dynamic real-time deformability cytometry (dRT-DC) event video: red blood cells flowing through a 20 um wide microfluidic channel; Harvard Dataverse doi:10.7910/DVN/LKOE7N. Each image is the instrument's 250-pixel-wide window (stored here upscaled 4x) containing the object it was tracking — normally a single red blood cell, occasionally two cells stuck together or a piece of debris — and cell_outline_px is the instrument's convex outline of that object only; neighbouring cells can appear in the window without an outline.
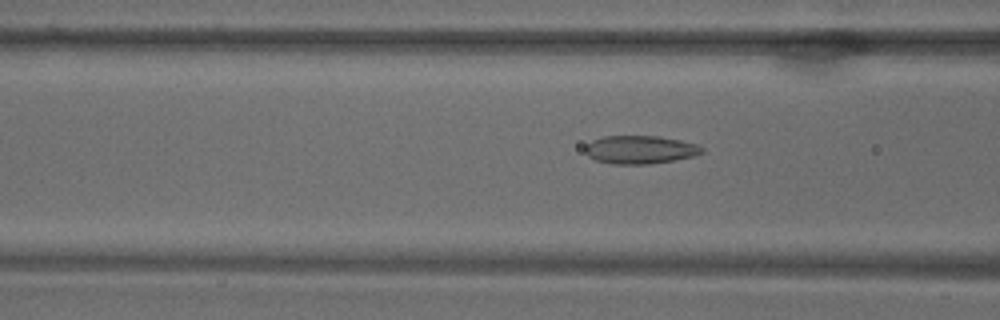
{"species": "common noctule bat (a hibernating species)", "species_latin": "Nyctalus noctula", "temperature_condition": "warm", "stored_images_in_passage": 69, "camera_frame_rate_fps": 3000, "um_per_image_px": 0.085, "animal": {"sex": "male", "body_mass_g": 18.8}, "frame": {"image": 1, "passage_image": 28, "time_ms": 9.0, "image_size_px": [1000, 320], "cell_outline_px": [[704, 152], [692, 156], [672, 160], [648, 164], [612, 164], [596, 160], [588, 156], [584, 152], [584, 148], [592, 140], [604, 136], [660, 136], [680, 140], [696, 144], [704, 148]], "centroid_in_image_um": [54.38, 12.72], "position_along_channel_um": 112.2, "area_um2": 19.13}}
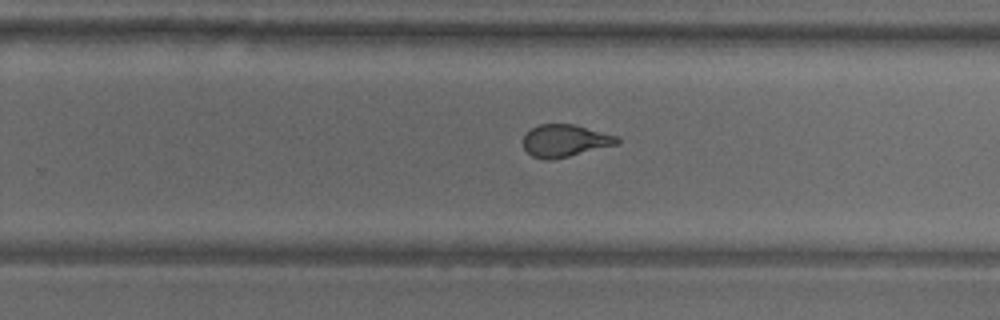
{"frame": {"image": 2, "passage_image": 45, "time_ms": 14.667, "image_size_px": [1000, 320], "cell_outline_px": [[620, 144], [552, 160], [544, 160], [532, 156], [524, 148], [524, 136], [532, 128], [540, 124], [576, 124], [620, 136]], "centroid_in_image_um": [48.09, 11.96], "position_along_channel_um": 281.7, "area_um2": 17.92}}
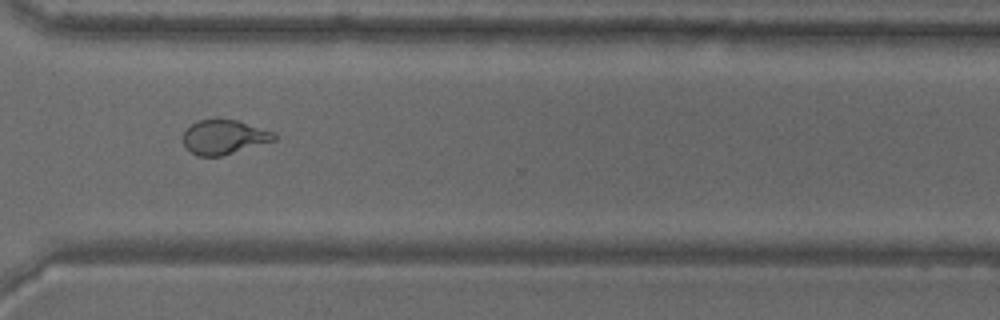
{"frame": {"image": 3, "passage_image": 52, "time_ms": 17.0, "image_size_px": [1000, 320], "cell_outline_px": [[276, 140], [220, 156], [196, 156], [184, 144], [184, 132], [192, 124], [200, 120], [236, 120], [276, 132]], "centroid_in_image_um": [19.08, 11.65], "position_along_channel_um": 351.5, "area_um2": 17.86}}